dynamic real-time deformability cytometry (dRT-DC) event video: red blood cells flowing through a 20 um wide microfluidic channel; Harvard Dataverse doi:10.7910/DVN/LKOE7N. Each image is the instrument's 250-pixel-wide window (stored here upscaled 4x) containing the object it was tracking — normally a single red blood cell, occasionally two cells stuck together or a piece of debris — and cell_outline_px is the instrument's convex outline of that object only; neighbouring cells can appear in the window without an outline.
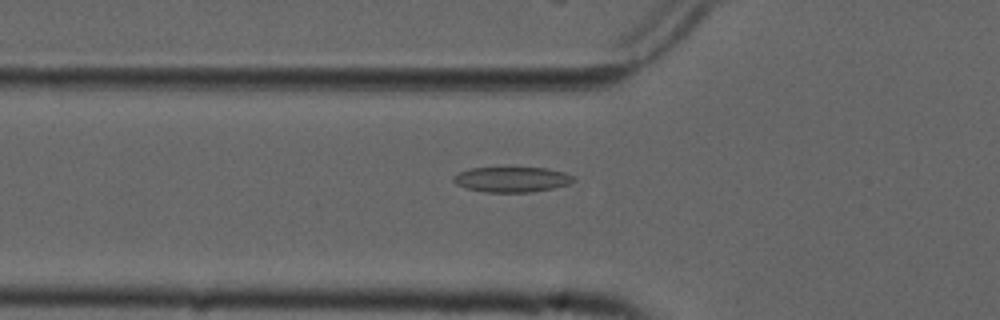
{"species": "common noctule bat (a hibernating species)", "species_latin": "Nyctalus noctula", "temperature_condition": "cold", "stored_images_in_passage": 55, "camera_frame_rate_fps": 3000, "um_per_image_px": 0.085, "animal": {"sex": "male", "forearm_length_mm": 52.5}, "frame": {"image": 1, "passage_image": 19, "time_ms": 6.0, "image_size_px": [1000, 320], "cell_outline_px": [[576, 180], [568, 184], [552, 188], [532, 192], [484, 192], [468, 188], [456, 184], [452, 180], [452, 176], [460, 172], [472, 168], [548, 168], [564, 172], [576, 176]], "centroid_in_image_um": [43.54, 15.25], "position_along_channel_um": 82.3, "area_um2": 17.63}}
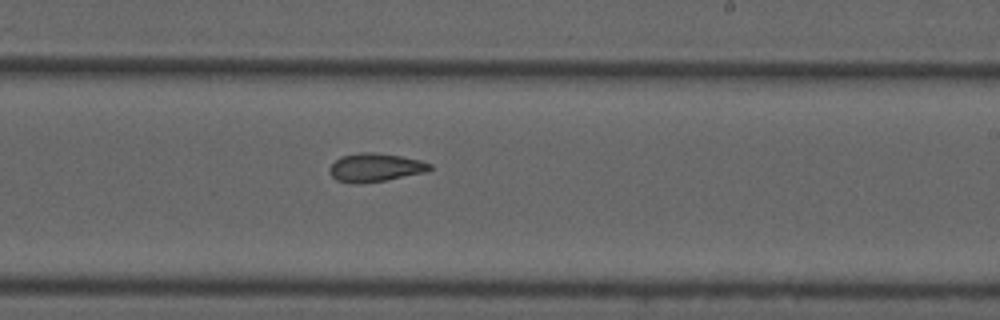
{"frame": {"image": 2, "passage_image": 33, "time_ms": 10.667, "image_size_px": [1000, 320], "cell_outline_px": [[432, 168], [428, 172], [384, 180], [356, 184], [352, 184], [336, 180], [332, 176], [328, 168], [340, 156], [360, 152], [372, 152], [400, 156], [420, 160], [432, 164]], "centroid_in_image_um": [31.89, 14.24], "position_along_channel_um": 257.1, "area_um2": 16.65}}
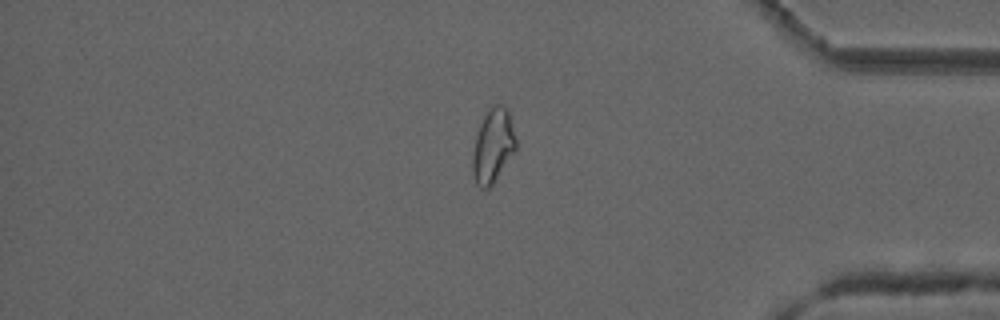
{"frame": {"image": 3, "passage_image": 46, "time_ms": 15.0, "image_size_px": [1000, 320], "cell_outline_px": [[516, 148], [492, 184], [488, 188], [480, 188], [476, 184], [472, 172], [472, 156], [476, 136], [480, 124], [488, 108], [492, 104], [500, 104], [508, 112], [516, 140]], "centroid_in_image_um": [41.87, 12.39], "position_along_channel_um": 393.3, "area_um2": 18.26}, "authors_computed_cell_mechanics": {"area_um2": 18.0914, "velocity_mm_per_s": 3.7408, "shape_relaxation_time_tau1_ms": null, "shape_relaxation_time_tau2_ms": 7.7431, "deformation_change_tau1": null, "deformation_change_tau2": 0.1376}}